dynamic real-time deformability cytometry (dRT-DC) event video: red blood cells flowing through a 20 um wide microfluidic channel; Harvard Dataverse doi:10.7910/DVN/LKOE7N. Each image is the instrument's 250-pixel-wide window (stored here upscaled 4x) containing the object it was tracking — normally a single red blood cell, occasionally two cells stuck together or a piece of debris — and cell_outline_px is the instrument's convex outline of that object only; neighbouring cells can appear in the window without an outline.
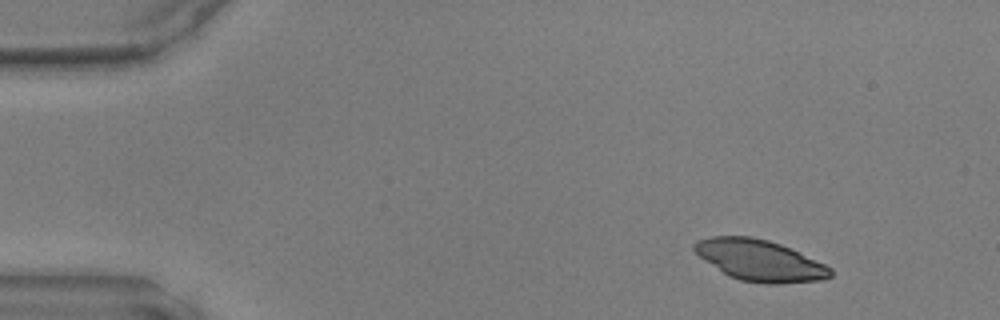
{"species": "common noctule bat (a hibernating species)", "species_latin": "Nyctalus noctula", "temperature_condition": "warm", "stored_images_in_passage": 43, "camera_frame_rate_fps": 3000, "um_per_image_px": 0.085, "animal": {"sex": "male", "body_mass_g": 17.9, "forearm_length_mm": 54.2}, "frame": {"image": 1, "passage_image": 1, "time_ms": 0.0, "image_size_px": [1000, 320], "cell_outline_px": [[832, 276], [820, 280], [780, 284], [764, 284], [740, 280], [728, 276], [700, 256], [692, 248], [692, 244], [696, 240], [712, 236], [752, 236], [768, 240], [780, 244], [824, 264], [832, 268]], "centroid_in_image_um": [64.56, 22.13], "position_along_channel_um": 20.4, "area_um2": 32.48}}